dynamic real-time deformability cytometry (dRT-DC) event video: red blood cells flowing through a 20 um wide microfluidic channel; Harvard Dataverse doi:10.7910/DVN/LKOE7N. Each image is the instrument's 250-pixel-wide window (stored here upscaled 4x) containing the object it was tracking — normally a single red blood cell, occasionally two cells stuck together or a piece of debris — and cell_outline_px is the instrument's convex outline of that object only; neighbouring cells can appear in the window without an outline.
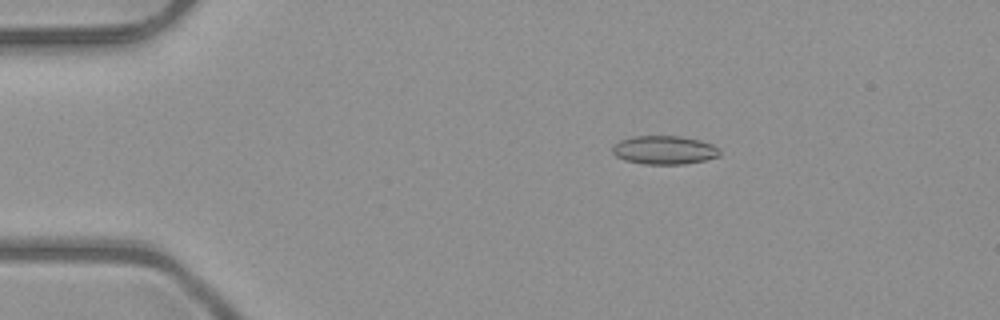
{"species": "common noctule bat (a hibernating species)", "species_latin": "Nyctalus noctula", "temperature_condition": "room temperature", "stored_images_in_passage": 11, "camera_frame_rate_fps": 3000, "um_per_image_px": 0.085, "animal": {"sex": "male", "body_mass_g": 23.1, "forearm_length_mm": 52.7}, "frame": {"image": 1, "passage_image": 4, "time_ms": 1.0, "image_size_px": [1000, 320], "cell_outline_px": [[720, 156], [704, 160], [684, 164], [644, 164], [624, 160], [616, 156], [612, 152], [612, 144], [620, 140], [632, 136], [680, 136], [700, 140], [712, 144], [720, 148]], "centroid_in_image_um": [56.45, 12.75], "position_along_channel_um": 28.5, "area_um2": 18.03}}